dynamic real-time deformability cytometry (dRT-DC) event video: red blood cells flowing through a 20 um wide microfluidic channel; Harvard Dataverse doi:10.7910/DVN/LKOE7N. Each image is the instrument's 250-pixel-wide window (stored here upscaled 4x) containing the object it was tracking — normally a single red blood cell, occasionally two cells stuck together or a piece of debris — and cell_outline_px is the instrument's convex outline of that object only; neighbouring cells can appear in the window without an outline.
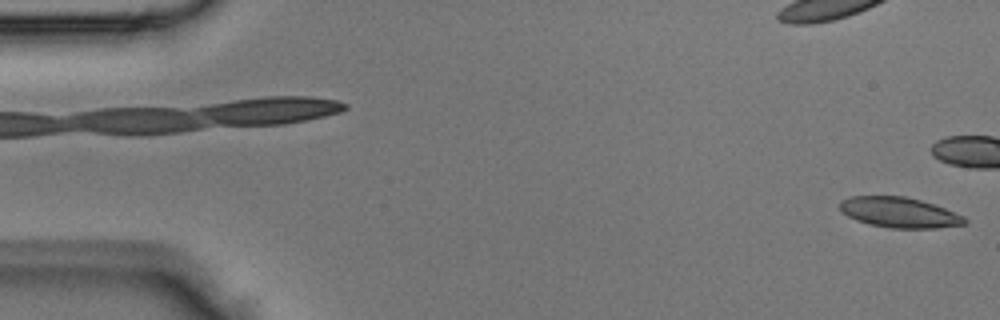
{"species": "Egyptian fruit bat (a non-hibernating species)", "species_latin": "Rousettus aegyptiacus", "temperature_condition": "room temperature", "stored_images_in_passage": 3, "camera_frame_rate_fps": 3000, "um_per_image_px": 0.085, "animal": {"sex": "male"}, "frame": {"image": 1, "passage_image": 1, "time_ms": 0.0, "image_size_px": [1000, 320], "cell_outline_px": [[968, 224], [936, 228], [892, 228], [868, 224], [856, 220], [840, 212], [840, 200], [848, 196], [904, 196], [920, 200], [944, 208], [964, 216], [968, 220]], "centroid_in_image_um": [76.43, 18.06], "position_along_channel_um": 8.6, "area_um2": 22.2}}